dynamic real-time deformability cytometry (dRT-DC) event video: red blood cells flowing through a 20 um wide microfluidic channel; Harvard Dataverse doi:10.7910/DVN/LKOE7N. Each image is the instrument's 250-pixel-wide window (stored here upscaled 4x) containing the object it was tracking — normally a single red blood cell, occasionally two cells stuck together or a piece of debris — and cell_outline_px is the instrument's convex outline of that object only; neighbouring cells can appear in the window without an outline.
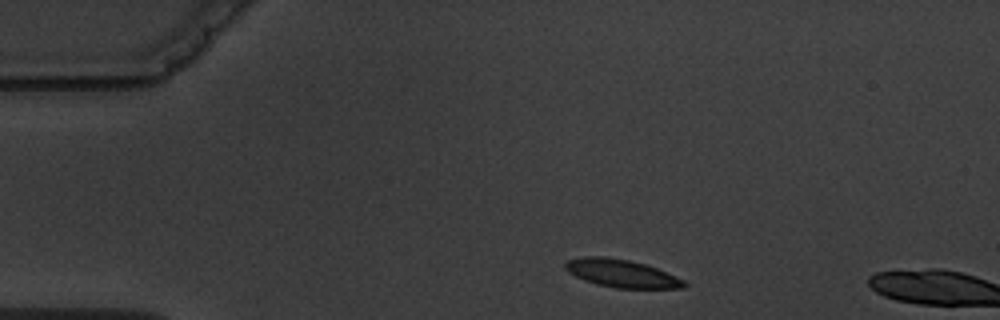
{"species": "common noctule bat (a hibernating species)", "species_latin": "Nyctalus noctula", "temperature_condition": "warm", "stored_images_in_passage": 2, "camera_frame_rate_fps": 3000, "um_per_image_px": 0.085, "animal": {"sex": "male", "body_mass_g": 19.5, "forearm_length_mm": 54.6}, "frame": {"image": 1, "passage_image": 1, "time_ms": 0.0, "image_size_px": [1000, 320], "cell_outline_px": [[688, 284], [684, 288], [616, 288], [596, 284], [584, 280], [568, 272], [564, 268], [564, 264], [568, 260], [584, 256], [608, 256], [632, 260], [656, 268], [684, 280]], "centroid_in_image_um": [52.81, 23.23], "position_along_channel_um": 32.2, "area_um2": 19.36}}